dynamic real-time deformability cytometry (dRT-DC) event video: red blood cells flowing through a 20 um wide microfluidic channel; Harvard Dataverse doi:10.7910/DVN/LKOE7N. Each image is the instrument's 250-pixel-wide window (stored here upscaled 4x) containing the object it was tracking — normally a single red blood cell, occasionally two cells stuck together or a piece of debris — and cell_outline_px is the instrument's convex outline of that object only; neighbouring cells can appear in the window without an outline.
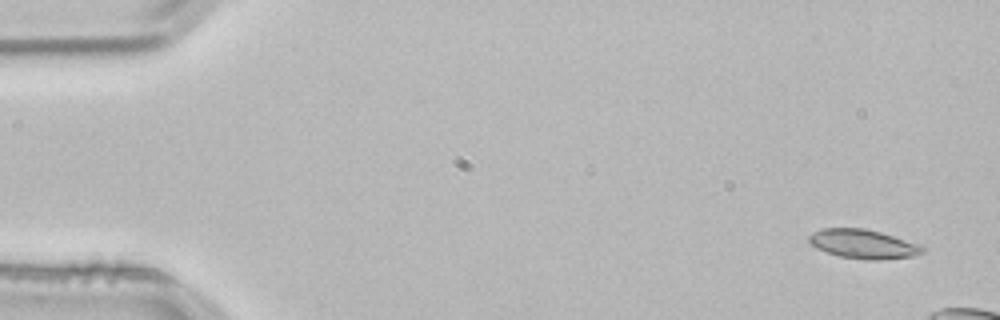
{"species": "common noctule bat (a hibernating species)", "species_latin": "Nyctalus noctula", "temperature_condition": "room temperature", "stored_images_in_passage": 4, "segment_of_instrument_passage": [2, 2], "camera_frame_rate_fps": 3000, "um_per_image_px": 0.085, "animal": {"sex": "male", "body_mass_g": 21.5, "forearm_length_mm": 52.0}, "frame": {"image": 1, "passage_image": 4, "time_ms": 1.0, "image_size_px": [1000, 320], "cell_outline_px": [[924, 252], [916, 256], [880, 260], [864, 260], [840, 256], [816, 248], [808, 240], [808, 236], [812, 232], [820, 228], [864, 228], [880, 232], [920, 244], [924, 248]], "centroid_in_image_um": [73.38, 20.74], "position_along_channel_um": 11.6, "area_um2": 19.36}}